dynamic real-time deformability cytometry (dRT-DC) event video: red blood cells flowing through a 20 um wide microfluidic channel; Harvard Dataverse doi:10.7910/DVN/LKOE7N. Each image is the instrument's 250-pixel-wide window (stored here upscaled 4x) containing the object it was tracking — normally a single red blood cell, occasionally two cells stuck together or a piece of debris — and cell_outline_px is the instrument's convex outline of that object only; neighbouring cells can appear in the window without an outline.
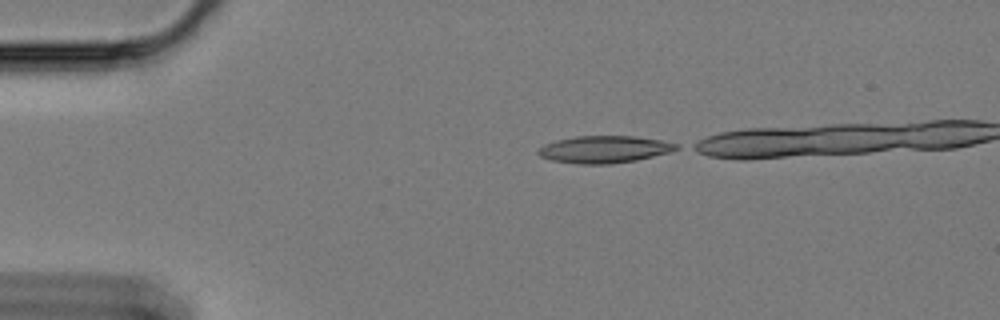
{"species": "Egyptian fruit bat (a non-hibernating species)", "species_latin": "Rousettus aegyptiacus", "temperature_condition": "cold", "stored_images_in_passage": 15, "camera_frame_rate_fps": 3000, "um_per_image_px": 0.085, "animal": {"sex": "female"}, "frame": {"image": 1, "passage_image": 1, "time_ms": 0.0, "image_size_px": [1000, 320], "cell_outline_px": [[680, 148], [668, 152], [636, 160], [612, 164], [580, 164], [552, 160], [540, 156], [536, 152], [544, 144], [556, 140], [576, 136], [632, 136], [660, 140], [680, 144]], "centroid_in_image_um": [51.36, 12.69], "position_along_channel_um": 33.6, "area_um2": 21.73}}
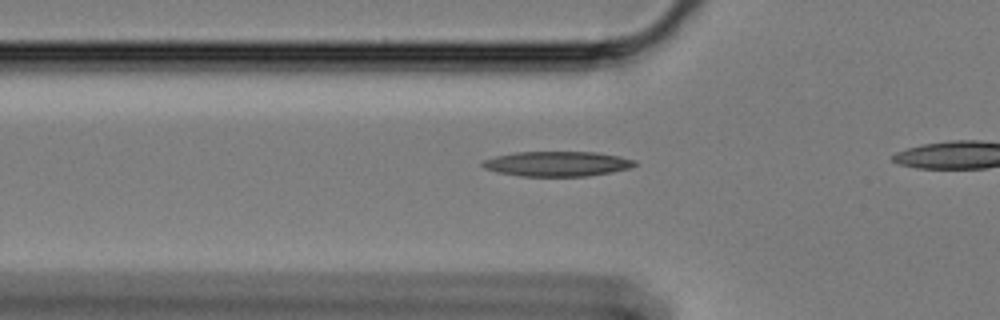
{"frame": {"image": 2, "passage_image": 9, "time_ms": 2.667, "image_size_px": [1000, 320], "cell_outline_px": [[640, 164], [628, 168], [612, 172], [588, 176], [520, 176], [500, 172], [484, 168], [480, 164], [484, 160], [496, 156], [516, 152], [596, 152], [620, 156], [636, 160]], "centroid_in_image_um": [47.41, 13.92], "position_along_channel_um": 78.4, "area_um2": 22.14}}